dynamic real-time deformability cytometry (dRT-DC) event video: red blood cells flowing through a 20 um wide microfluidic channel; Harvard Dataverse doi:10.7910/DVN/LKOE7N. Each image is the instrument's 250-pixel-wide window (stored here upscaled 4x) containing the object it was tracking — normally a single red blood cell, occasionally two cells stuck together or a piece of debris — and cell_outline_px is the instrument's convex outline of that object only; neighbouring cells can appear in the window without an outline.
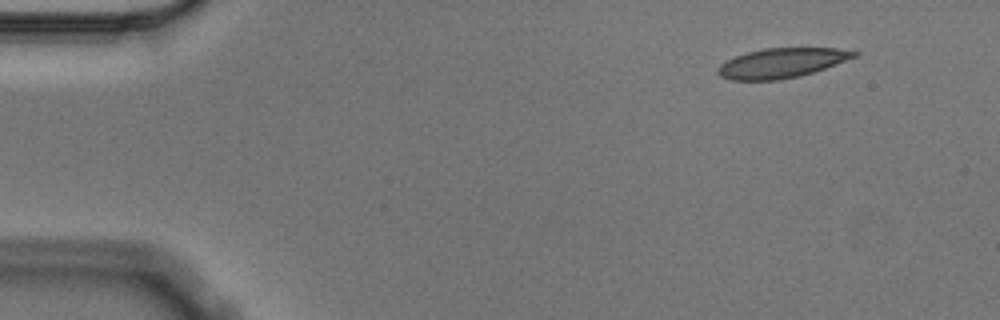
{"species": "Egyptian fruit bat (a non-hibernating species)", "species_latin": "Rousettus aegyptiacus", "temperature_condition": "cold", "stored_images_in_passage": 3, "camera_frame_rate_fps": 3000, "um_per_image_px": 0.085, "animal": {"sex": "male"}, "frame": {"image": 1, "passage_image": 1, "time_ms": 0.0, "image_size_px": [1000, 320], "cell_outline_px": [[860, 52], [856, 56], [836, 64], [800, 76], [780, 80], [732, 80], [720, 76], [716, 72], [716, 68], [720, 64], [736, 56], [748, 52], [764, 48], [836, 48]], "centroid_in_image_um": [66.41, 5.36], "position_along_channel_um": 18.6, "area_um2": 23.41}}